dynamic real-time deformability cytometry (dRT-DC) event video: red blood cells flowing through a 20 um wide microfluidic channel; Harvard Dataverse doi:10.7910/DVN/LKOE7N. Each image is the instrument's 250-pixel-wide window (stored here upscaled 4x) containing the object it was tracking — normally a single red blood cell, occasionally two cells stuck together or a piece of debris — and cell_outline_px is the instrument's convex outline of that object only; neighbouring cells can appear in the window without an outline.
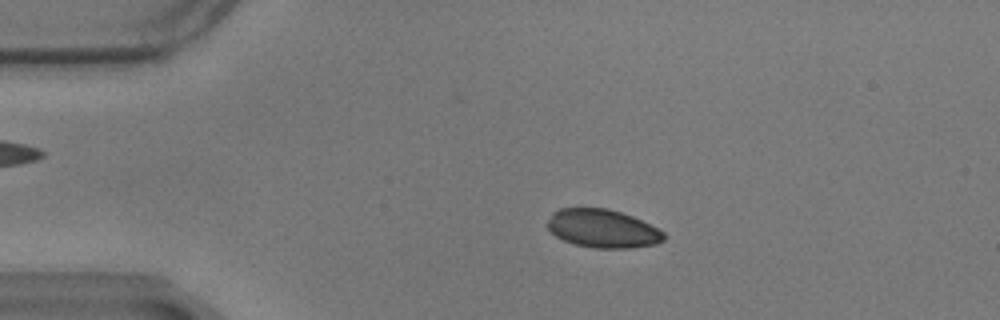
{"species": "common noctule bat (a hibernating species)", "species_latin": "Nyctalus noctula", "temperature_condition": "warm", "stored_images_in_passage": 58, "camera_frame_rate_fps": 3000, "um_per_image_px": 0.085, "animal": {"sex": "male", "body_mass_g": 17.9}, "frame": {"image": 1, "passage_image": 12, "time_ms": 3.667, "image_size_px": [1000, 320], "cell_outline_px": [[664, 240], [656, 244], [628, 248], [592, 248], [576, 244], [564, 240], [556, 236], [548, 228], [548, 220], [552, 212], [560, 208], [608, 208], [632, 216], [664, 232]], "centroid_in_image_um": [51.21, 19.42], "position_along_channel_um": 33.8, "area_um2": 25.78}}
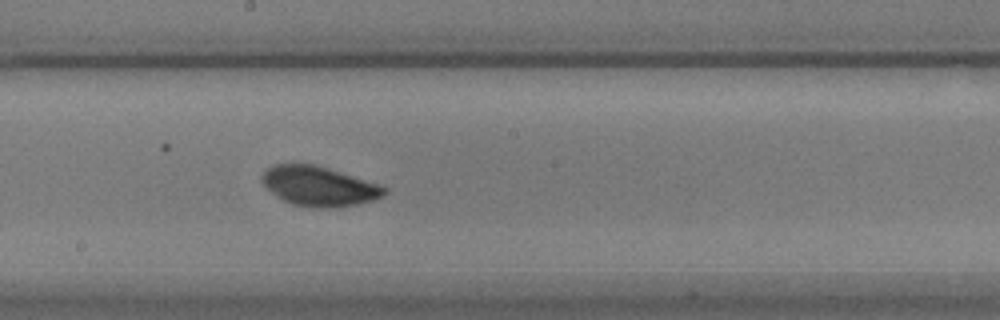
{"frame": {"image": 2, "passage_image": 32, "time_ms": 10.333, "image_size_px": [1000, 320], "cell_outline_px": [[388, 192], [384, 196], [360, 204], [336, 208], [316, 208], [292, 204], [284, 200], [272, 192], [260, 180], [260, 176], [272, 164], [316, 164], [380, 184], [388, 188]], "centroid_in_image_um": [27.16, 15.83], "position_along_channel_um": 221.0, "area_um2": 28.5}}
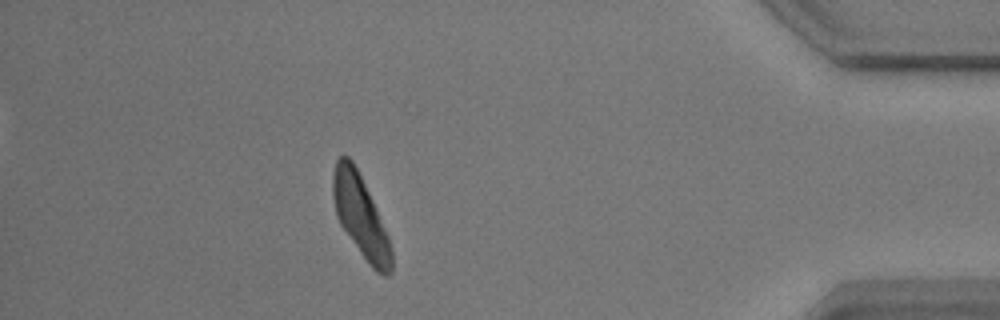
{"frame": {"image": 3, "passage_image": 52, "time_ms": 17.0, "image_size_px": [1000, 320], "cell_outline_px": [[392, 272], [388, 276], [384, 276], [376, 272], [368, 264], [340, 224], [336, 216], [332, 196], [332, 176], [336, 160], [340, 156], [348, 156], [352, 160], [376, 208], [388, 236], [392, 248]], "centroid_in_image_um": [30.64, 18.41], "position_along_channel_um": 404.6, "area_um2": 27.74}, "authors_computed_cell_mechanics": {"area_um2": 27.5128, "velocity_mm_per_s": 3.4414, "shape_relaxation_time_tau1_ms": 0.8796, "shape_relaxation_time_tau2_ms": null, "deformation_change_tau1": 0.0381, "deformation_change_tau2": null}}